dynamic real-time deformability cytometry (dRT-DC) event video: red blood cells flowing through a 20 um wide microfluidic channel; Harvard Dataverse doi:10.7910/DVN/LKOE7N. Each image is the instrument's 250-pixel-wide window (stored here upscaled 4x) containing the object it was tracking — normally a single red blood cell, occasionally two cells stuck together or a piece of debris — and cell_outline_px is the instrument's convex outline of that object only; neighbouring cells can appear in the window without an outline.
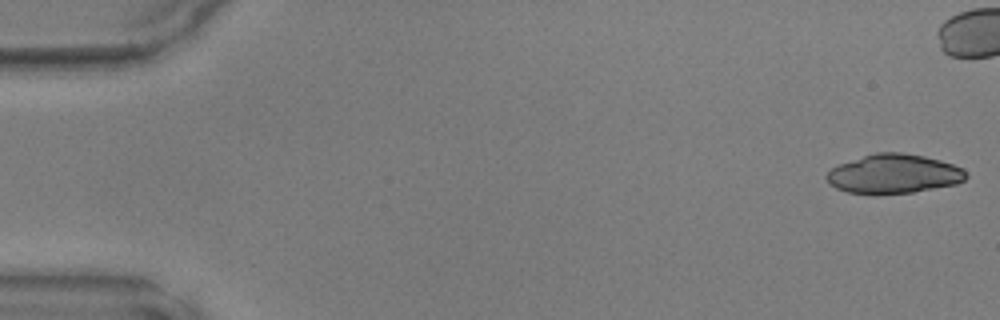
{"species": "common noctule bat (a hibernating species)", "species_latin": "Nyctalus noctula", "temperature_condition": "warm", "stored_images_in_passage": 39, "camera_frame_rate_fps": 3000, "um_per_image_px": 0.085, "animal": {"sex": "male", "body_mass_g": 17.9, "forearm_length_mm": 54.2}, "frame": {"image": 1, "passage_image": 1, "time_ms": 0.0, "image_size_px": [1000, 320], "cell_outline_px": [[968, 176], [964, 180], [956, 184], [912, 192], [876, 196], [848, 192], [836, 188], [828, 184], [824, 176], [832, 168], [840, 164], [876, 152], [904, 152], [924, 156], [940, 160], [964, 168]], "centroid_in_image_um": [75.95, 14.8], "position_along_channel_um": 9.0, "area_um2": 32.25}}